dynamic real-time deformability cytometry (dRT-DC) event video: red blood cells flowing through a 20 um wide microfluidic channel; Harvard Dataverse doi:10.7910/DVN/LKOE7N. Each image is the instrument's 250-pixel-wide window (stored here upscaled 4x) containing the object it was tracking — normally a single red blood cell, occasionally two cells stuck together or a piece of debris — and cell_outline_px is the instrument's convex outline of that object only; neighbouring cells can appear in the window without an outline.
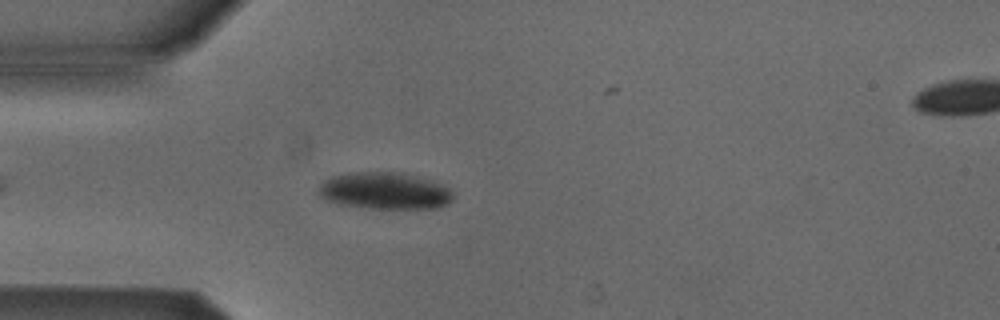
{"species": "Egyptian fruit bat (a non-hibernating species)", "species_latin": "Rousettus aegyptiacus", "temperature_condition": "cold", "stored_images_in_passage": 6, "camera_frame_rate_fps": 3000, "um_per_image_px": 0.085, "animal": {"sex": "male"}, "frame": {"image": 1, "passage_image": 5, "time_ms": 1.333, "image_size_px": [1000, 320], "cell_outline_px": [[452, 200], [448, 204], [436, 208], [372, 208], [336, 204], [324, 200], [320, 196], [320, 184], [324, 180], [332, 176], [348, 172], [400, 172], [432, 180], [452, 188]], "centroid_in_image_um": [32.71, 16.21], "position_along_channel_um": 52.3, "area_um2": 29.13}}